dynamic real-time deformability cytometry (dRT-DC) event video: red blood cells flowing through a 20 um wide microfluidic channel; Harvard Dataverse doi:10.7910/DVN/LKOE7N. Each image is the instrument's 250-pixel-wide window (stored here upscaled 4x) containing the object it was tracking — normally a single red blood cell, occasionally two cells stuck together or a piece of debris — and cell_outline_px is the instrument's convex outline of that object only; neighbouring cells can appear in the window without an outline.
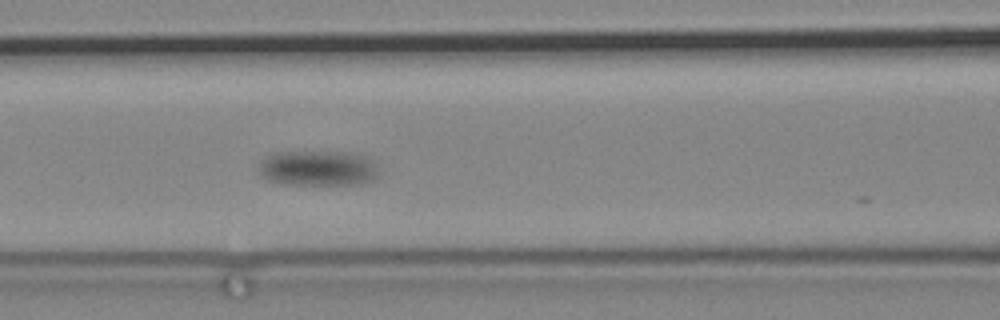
{"species": "common noctule bat (a hibernating species)", "species_latin": "Nyctalus noctula", "temperature_condition": "cold", "stored_images_in_passage": 13, "camera_frame_rate_fps": 3000, "um_per_image_px": 0.085, "animal": {"sex": "male", "body_mass_g": 19.2, "forearm_length_mm": 51.8}, "frame": {"image": 1, "passage_image": 12, "time_ms": 3.667, "image_size_px": [1000, 320], "cell_outline_px": [[376, 176], [372, 180], [360, 184], [280, 184], [268, 180], [260, 176], [256, 168], [264, 156], [276, 152], [348, 152], [360, 156], [372, 164]], "centroid_in_image_um": [26.84, 14.31], "position_along_channel_um": 139.8, "area_um2": 24.39}}